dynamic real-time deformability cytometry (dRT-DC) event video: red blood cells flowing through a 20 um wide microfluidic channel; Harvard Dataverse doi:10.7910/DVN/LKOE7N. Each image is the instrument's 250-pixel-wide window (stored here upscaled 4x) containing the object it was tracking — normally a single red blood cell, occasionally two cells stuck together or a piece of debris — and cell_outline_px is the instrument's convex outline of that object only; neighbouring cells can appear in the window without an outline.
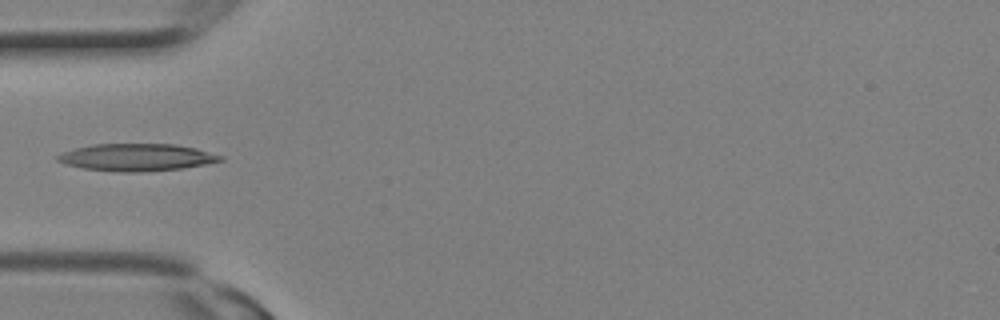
{"species": "Egyptian fruit bat (a non-hibernating species)", "species_latin": "Rousettus aegyptiacus", "temperature_condition": "room temperature", "stored_images_in_passage": 2, "camera_frame_rate_fps": 3000, "um_per_image_px": 0.085, "animal": {"sex": "female"}, "frame": {"image": 1, "passage_image": 2, "time_ms": 0.333, "image_size_px": [1000, 320], "cell_outline_px": [[224, 160], [204, 164], [180, 168], [136, 172], [120, 172], [84, 168], [64, 164], [56, 160], [56, 156], [64, 152], [76, 148], [92, 144], [176, 144], [196, 148], [224, 156]], "centroid_in_image_um": [11.61, 13.36], "position_along_channel_um": 73.4, "area_um2": 25.66}}